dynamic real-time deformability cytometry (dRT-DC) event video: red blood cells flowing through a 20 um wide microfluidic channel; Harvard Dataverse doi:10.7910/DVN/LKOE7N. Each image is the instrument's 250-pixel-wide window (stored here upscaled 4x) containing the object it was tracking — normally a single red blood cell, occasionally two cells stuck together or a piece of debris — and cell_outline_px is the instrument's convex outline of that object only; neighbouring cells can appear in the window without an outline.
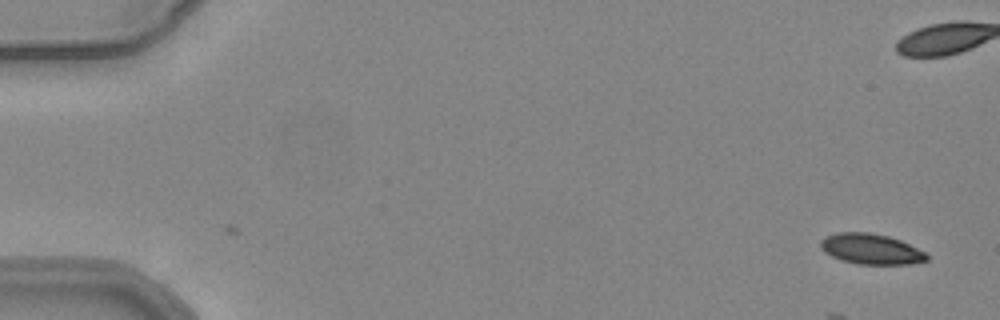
{"species": "common noctule bat (a hibernating species)", "species_latin": "Nyctalus noctula", "temperature_condition": "warm", "stored_images_in_passage": 4, "camera_frame_rate_fps": 3000, "um_per_image_px": 0.085, "animal": {"sex": "female", "body_mass_g": 24.6, "forearm_length_mm": 56.2}, "frame": {"image": 1, "passage_image": 4, "time_ms": 1.0, "image_size_px": [1000, 320], "cell_outline_px": [[928, 260], [912, 264], [856, 264], [840, 260], [824, 252], [820, 248], [820, 240], [824, 236], [836, 232], [868, 232], [888, 236], [900, 240], [924, 252], [928, 256]], "centroid_in_image_um": [73.98, 21.16], "position_along_channel_um": 11.0, "area_um2": 18.96}}